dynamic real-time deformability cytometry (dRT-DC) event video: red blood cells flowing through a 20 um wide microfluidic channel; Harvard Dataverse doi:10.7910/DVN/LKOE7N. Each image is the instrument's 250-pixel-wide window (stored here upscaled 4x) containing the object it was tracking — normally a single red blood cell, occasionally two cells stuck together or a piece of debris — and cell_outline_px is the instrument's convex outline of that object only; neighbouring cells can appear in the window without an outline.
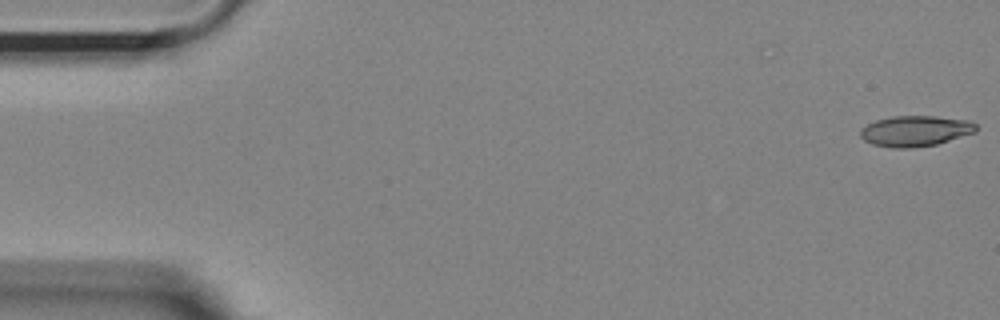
{"species": "Egyptian fruit bat (a non-hibernating species)", "species_latin": "Rousettus aegyptiacus", "temperature_condition": "room temperature", "stored_images_in_passage": 12, "camera_frame_rate_fps": 3000, "um_per_image_px": 0.085, "animal": {"sex": "female"}, "frame": {"image": 1, "passage_image": 1, "time_ms": 0.0, "image_size_px": [1000, 320], "cell_outline_px": [[976, 132], [936, 144], [912, 148], [892, 148], [872, 144], [864, 140], [860, 136], [860, 132], [868, 124], [876, 120], [892, 116], [936, 116], [968, 120], [976, 124]], "centroid_in_image_um": [77.8, 11.13], "position_along_channel_um": 7.2, "area_um2": 20.58}}